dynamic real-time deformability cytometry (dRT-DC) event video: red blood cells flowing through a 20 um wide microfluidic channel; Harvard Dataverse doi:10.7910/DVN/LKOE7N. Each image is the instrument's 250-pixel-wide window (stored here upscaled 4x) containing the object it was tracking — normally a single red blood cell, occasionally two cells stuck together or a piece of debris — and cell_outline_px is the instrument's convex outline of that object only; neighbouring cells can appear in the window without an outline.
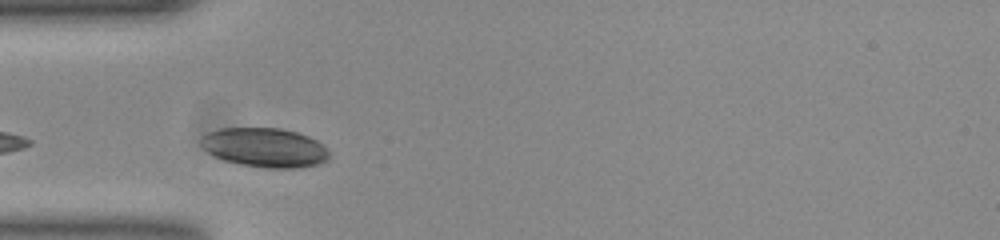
{"species": "common noctule bat (a hibernating species)", "species_latin": "Nyctalus noctula", "temperature_condition": "room temperature", "stored_images_in_passage": 9, "camera_frame_rate_fps": 3000, "um_per_image_px": 0.085, "animal": {"sex": "female", "body_mass_g": 23.0, "forearm_length_mm": 53.4}, "frame": {"image": 1, "passage_image": 2, "time_ms": 0.333, "image_size_px": [1000, 240], "cell_outline_px": [[328, 160], [316, 164], [292, 168], [264, 168], [240, 164], [224, 160], [208, 152], [200, 144], [204, 136], [208, 132], [220, 128], [280, 128], [296, 132], [308, 136], [316, 140], [328, 152]], "centroid_in_image_um": [22.48, 12.54], "position_along_channel_um": 62.5, "area_um2": 28.96}}